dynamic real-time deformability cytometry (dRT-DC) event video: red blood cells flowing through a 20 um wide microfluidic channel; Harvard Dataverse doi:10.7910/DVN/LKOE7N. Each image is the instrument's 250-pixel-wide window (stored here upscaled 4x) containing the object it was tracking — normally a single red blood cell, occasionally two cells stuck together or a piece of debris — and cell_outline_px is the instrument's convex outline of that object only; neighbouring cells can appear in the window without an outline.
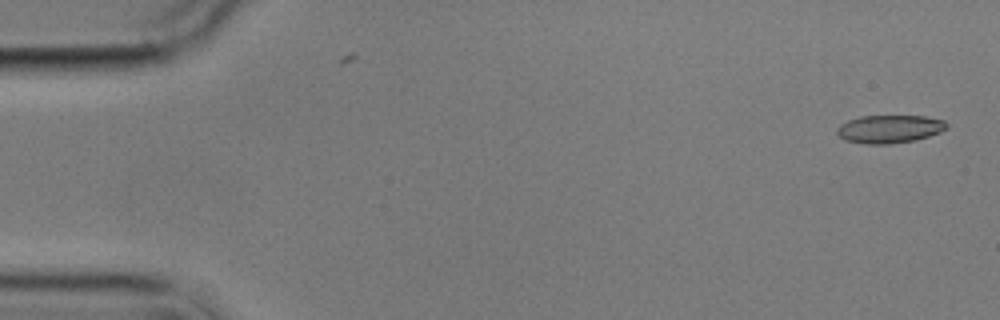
{"species": "common noctule bat (a hibernating species)", "species_latin": "Nyctalus noctula", "temperature_condition": "cold", "stored_images_in_passage": 4, "camera_frame_rate_fps": 3000, "um_per_image_px": 0.085, "animal": {"sex": "male", "body_mass_g": 17.9}, "frame": {"image": 1, "passage_image": 1, "time_ms": 0.0, "image_size_px": [1000, 320], "cell_outline_px": [[948, 128], [940, 132], [916, 140], [892, 144], [864, 144], [844, 140], [836, 132], [836, 128], [840, 124], [848, 120], [860, 116], [924, 116], [944, 120], [948, 124]], "centroid_in_image_um": [75.6, 10.97], "position_along_channel_um": 9.4, "area_um2": 18.09}}